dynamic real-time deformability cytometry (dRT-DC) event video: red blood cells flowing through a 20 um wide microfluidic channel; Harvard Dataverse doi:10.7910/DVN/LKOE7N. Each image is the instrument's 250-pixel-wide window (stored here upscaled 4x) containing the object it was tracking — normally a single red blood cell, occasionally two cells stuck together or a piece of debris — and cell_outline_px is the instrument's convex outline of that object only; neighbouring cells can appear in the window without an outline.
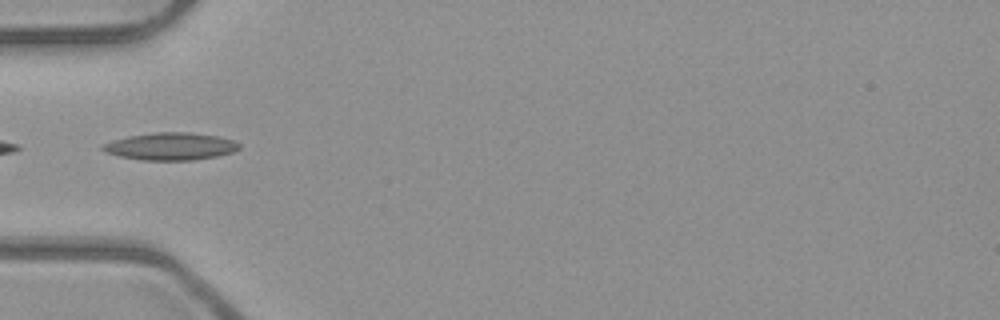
{"species": "common noctule bat (a hibernating species)", "species_latin": "Nyctalus noctula", "temperature_condition": "room temperature", "stored_images_in_passage": 7, "camera_frame_rate_fps": 3000, "um_per_image_px": 0.085, "animal": {"sex": "male", "body_mass_g": 23.1, "forearm_length_mm": 52.7}, "frame": {"image": 1, "passage_image": 6, "time_ms": 1.667, "image_size_px": [1000, 320], "cell_outline_px": [[240, 148], [232, 152], [216, 156], [192, 160], [140, 160], [120, 156], [108, 152], [100, 148], [100, 144], [112, 140], [128, 136], [156, 132], [188, 132], [216, 136], [232, 140], [240, 144]], "centroid_in_image_um": [14.47, 12.44], "position_along_channel_um": 70.5, "area_um2": 21.68}}
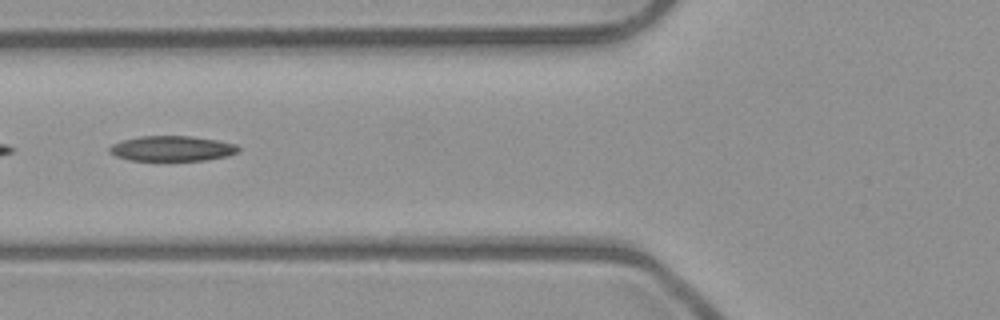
{"frame": {"image": 2, "passage_image": 7, "time_ms": 2.0, "image_size_px": [1000, 320], "cell_outline_px": [[240, 148], [236, 152], [224, 156], [204, 160], [128, 160], [116, 156], [108, 152], [108, 148], [112, 144], [120, 140], [140, 136], [192, 136], [216, 140], [236, 144]], "centroid_in_image_um": [14.55, 12.61], "position_along_channel_um": 111.3, "area_um2": 18.84}}